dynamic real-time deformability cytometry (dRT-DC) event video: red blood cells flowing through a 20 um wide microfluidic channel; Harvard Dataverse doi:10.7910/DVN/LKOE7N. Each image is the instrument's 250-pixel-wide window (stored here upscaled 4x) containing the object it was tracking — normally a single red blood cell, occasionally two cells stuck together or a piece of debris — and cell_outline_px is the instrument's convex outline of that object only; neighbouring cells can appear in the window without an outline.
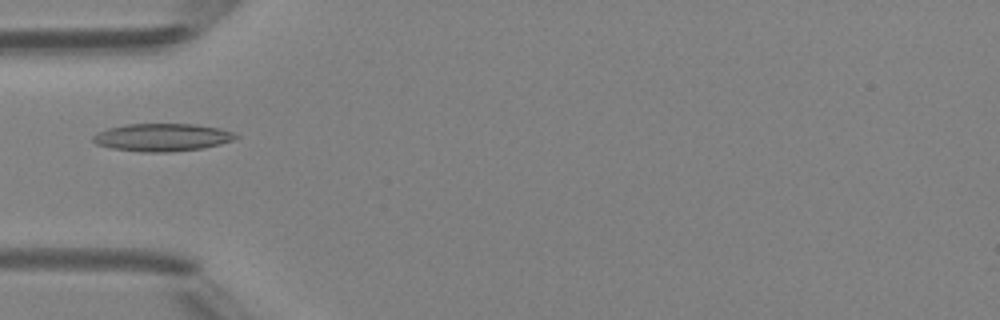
{"species": "Egyptian fruit bat (a non-hibernating species)", "species_latin": "Rousettus aegyptiacus", "temperature_condition": "room temperature", "stored_images_in_passage": 5, "camera_frame_rate_fps": 3000, "um_per_image_px": 0.085, "animal": {"sex": "female"}, "frame": {"image": 1, "passage_image": 5, "time_ms": 4.667, "image_size_px": [1000, 320], "cell_outline_px": [[240, 136], [232, 140], [220, 144], [200, 148], [168, 152], [140, 152], [112, 148], [96, 144], [92, 140], [92, 136], [96, 132], [108, 128], [128, 124], [196, 124], [220, 128], [232, 132]], "centroid_in_image_um": [13.76, 11.67], "position_along_channel_um": 71.2, "area_um2": 23.0}}